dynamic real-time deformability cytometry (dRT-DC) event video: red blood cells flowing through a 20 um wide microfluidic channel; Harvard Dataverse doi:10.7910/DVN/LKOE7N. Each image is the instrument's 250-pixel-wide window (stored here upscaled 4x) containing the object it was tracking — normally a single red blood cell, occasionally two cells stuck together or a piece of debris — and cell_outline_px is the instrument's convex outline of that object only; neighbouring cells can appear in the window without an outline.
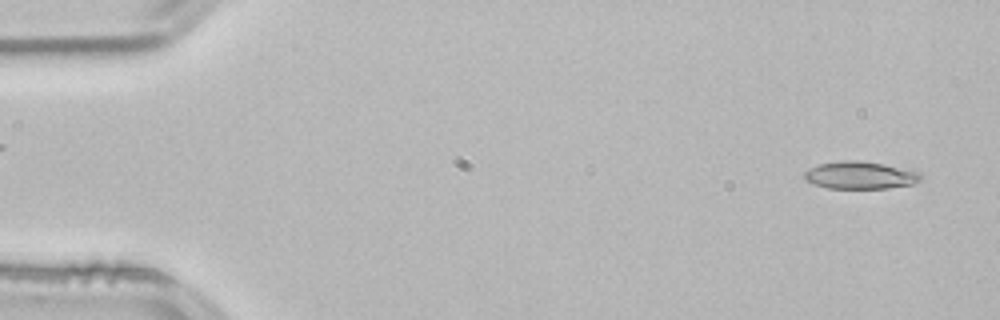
{"species": "common noctule bat (a hibernating species)", "species_latin": "Nyctalus noctula", "temperature_condition": "room temperature", "stored_images_in_passage": 12, "camera_frame_rate_fps": 3000, "um_per_image_px": 0.085, "animal": {"sex": "male", "body_mass_g": 21.5, "forearm_length_mm": 52.0}, "frame": {"image": 1, "passage_image": 2, "time_ms": 0.333, "image_size_px": [1000, 320], "cell_outline_px": [[920, 180], [912, 184], [888, 188], [828, 188], [812, 184], [804, 180], [804, 172], [820, 164], [840, 160], [856, 160], [884, 164], [920, 172]], "centroid_in_image_um": [73.08, 14.9], "position_along_channel_um": 11.9, "area_um2": 18.5}}